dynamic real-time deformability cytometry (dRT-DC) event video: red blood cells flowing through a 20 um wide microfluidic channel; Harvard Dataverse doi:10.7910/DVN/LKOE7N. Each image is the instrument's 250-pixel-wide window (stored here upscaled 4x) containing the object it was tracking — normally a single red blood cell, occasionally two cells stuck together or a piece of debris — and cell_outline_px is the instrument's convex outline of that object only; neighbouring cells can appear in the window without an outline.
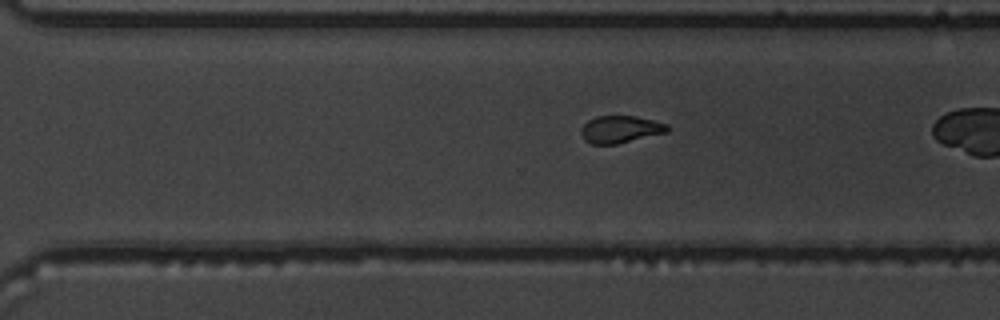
{"species": "common noctule bat (a hibernating species)", "species_latin": "Nyctalus noctula", "temperature_condition": "warm", "stored_images_in_passage": 39, "segment_of_instrument_passage": [1, 2], "camera_frame_rate_fps": 3000, "um_per_image_px": 0.085, "animal": {"sex": "male", "body_mass_g": 19.5, "forearm_length_mm": 54.6}, "frame": {"image": 1, "passage_image": 34, "time_ms": 11.0, "image_size_px": [1000, 320], "cell_outline_px": [[668, 132], [616, 144], [592, 144], [584, 140], [580, 132], [580, 128], [588, 120], [596, 116], [636, 116], [668, 124]], "centroid_in_image_um": [52.7, 10.99], "position_along_channel_um": 317.9, "area_um2": 13.7}}